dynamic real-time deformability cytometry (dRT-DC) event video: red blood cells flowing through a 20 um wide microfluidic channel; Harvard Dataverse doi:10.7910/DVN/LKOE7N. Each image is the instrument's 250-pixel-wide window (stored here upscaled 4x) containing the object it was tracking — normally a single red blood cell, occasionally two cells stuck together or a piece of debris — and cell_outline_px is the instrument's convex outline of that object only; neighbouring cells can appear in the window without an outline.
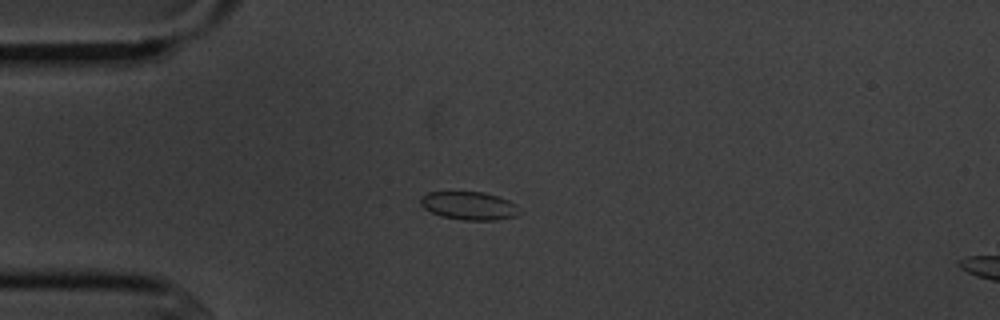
{"species": "common noctule bat (a hibernating species)", "species_latin": "Nyctalus noctula", "temperature_condition": "cold", "stored_images_in_passage": 6, "camera_frame_rate_fps": 3000, "um_per_image_px": 0.085, "animal": {"sex": "male", "body_mass_g": 20.1, "forearm_length_mm": 53.5}, "frame": {"image": 1, "passage_image": 4, "time_ms": 3.667, "image_size_px": [1000, 320], "cell_outline_px": [[520, 212], [516, 216], [496, 220], [464, 220], [440, 216], [424, 208], [420, 204], [420, 196], [428, 192], [484, 192], [508, 200], [516, 204]], "centroid_in_image_um": [39.85, 17.49], "position_along_channel_um": 45.1, "area_um2": 16.24}}
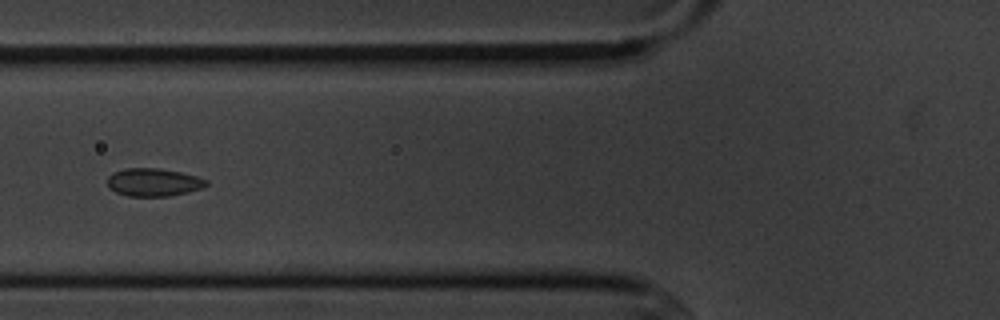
{"frame": {"image": 2, "passage_image": 6, "time_ms": 6.0, "image_size_px": [1000, 320], "cell_outline_px": [[208, 184], [204, 188], [188, 192], [168, 196], [128, 196], [116, 192], [108, 188], [108, 176], [112, 172], [124, 168], [160, 168], [180, 172], [196, 176], [208, 180]], "centroid_in_image_um": [13.04, 15.49], "position_along_channel_um": 112.8, "area_um2": 16.24}}